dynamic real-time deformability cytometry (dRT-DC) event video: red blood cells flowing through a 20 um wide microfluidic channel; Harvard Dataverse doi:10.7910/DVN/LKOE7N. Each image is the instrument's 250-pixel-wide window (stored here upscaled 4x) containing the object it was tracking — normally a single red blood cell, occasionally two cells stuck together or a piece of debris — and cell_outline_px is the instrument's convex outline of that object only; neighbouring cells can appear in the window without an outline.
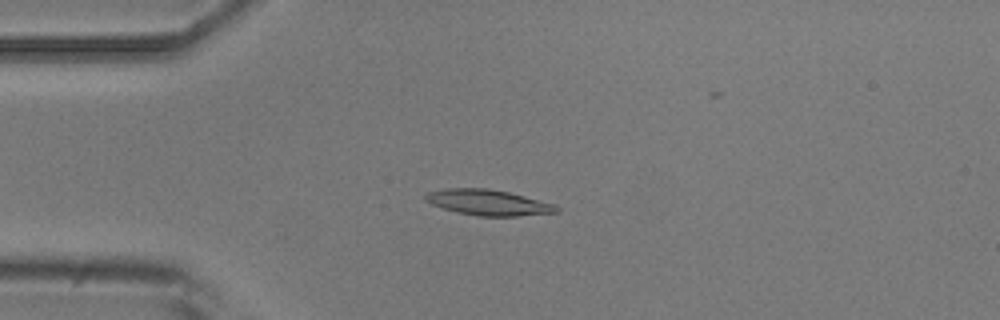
{"species": "common noctule bat (a hibernating species)", "species_latin": "Nyctalus noctula", "temperature_condition": "room temperature", "stored_images_in_passage": 10, "camera_frame_rate_fps": 3000, "um_per_image_px": 0.085, "animal": {"sex": "male", "body_mass_g": 20.5, "forearm_length_mm": 52.5}, "frame": {"image": 1, "passage_image": 4, "time_ms": 3.333, "image_size_px": [1000, 320], "cell_outline_px": [[560, 212], [520, 216], [480, 216], [456, 212], [432, 204], [424, 200], [424, 196], [428, 192], [448, 188], [488, 188], [508, 192], [556, 204], [560, 208]], "centroid_in_image_um": [41.54, 17.21], "position_along_channel_um": 43.5, "area_um2": 19.65}}
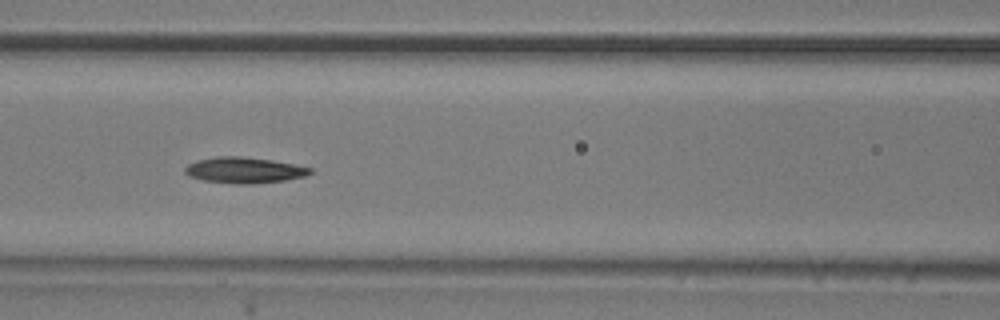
{"frame": {"image": 2, "passage_image": 7, "time_ms": 6.667, "image_size_px": [1000, 320], "cell_outline_px": [[312, 172], [304, 176], [284, 180], [252, 184], [236, 184], [204, 180], [188, 176], [184, 172], [184, 168], [188, 164], [196, 160], [216, 156], [240, 156], [272, 160], [312, 168]], "centroid_in_image_um": [20.71, 14.46], "position_along_channel_um": 145.9, "area_um2": 18.84}}
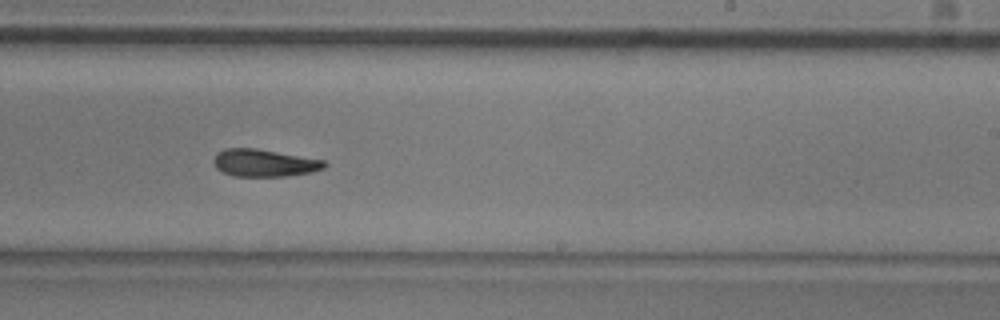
{"frame": {"image": 3, "passage_image": 10, "time_ms": 10.0, "image_size_px": [1000, 320], "cell_outline_px": [[328, 164], [324, 168], [312, 172], [284, 176], [236, 176], [224, 172], [216, 168], [212, 160], [220, 152], [228, 148], [256, 148], [324, 160]], "centroid_in_image_um": [22.49, 13.85], "position_along_channel_um": 266.5, "area_um2": 17.46}}